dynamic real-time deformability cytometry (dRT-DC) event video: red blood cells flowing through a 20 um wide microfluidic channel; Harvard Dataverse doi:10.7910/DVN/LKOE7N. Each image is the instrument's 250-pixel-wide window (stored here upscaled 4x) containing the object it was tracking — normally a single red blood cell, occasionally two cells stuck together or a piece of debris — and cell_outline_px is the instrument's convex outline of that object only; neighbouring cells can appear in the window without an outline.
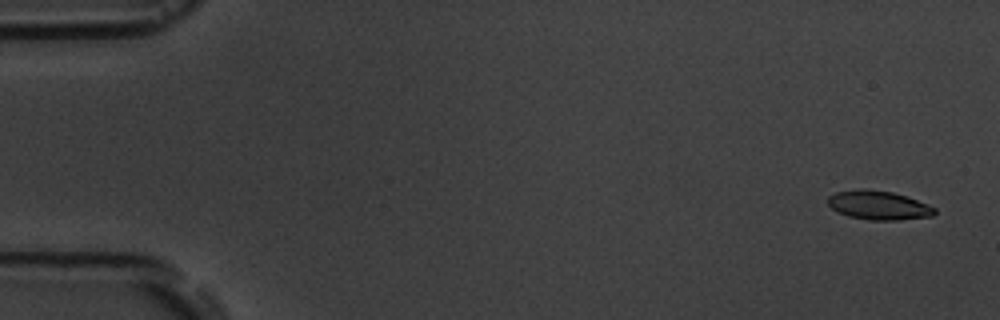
{"species": "common noctule bat (a hibernating species)", "species_latin": "Nyctalus noctula", "temperature_condition": "room temperature", "stored_images_in_passage": 6, "segment_of_instrument_passage": [2, 2], "camera_frame_rate_fps": 3000, "um_per_image_px": 0.085, "animal": {"sex": "male", "body_mass_g": 19.5, "forearm_length_mm": 54.6}, "frame": {"image": 1, "passage_image": 6, "time_ms": 6.667, "image_size_px": [1000, 320], "cell_outline_px": [[936, 212], [932, 216], [900, 220], [868, 220], [848, 216], [836, 212], [828, 204], [828, 196], [836, 192], [860, 188], [864, 188], [892, 192], [928, 204], [936, 208]], "centroid_in_image_um": [74.65, 17.45], "position_along_channel_um": 10.3, "area_um2": 18.09}}